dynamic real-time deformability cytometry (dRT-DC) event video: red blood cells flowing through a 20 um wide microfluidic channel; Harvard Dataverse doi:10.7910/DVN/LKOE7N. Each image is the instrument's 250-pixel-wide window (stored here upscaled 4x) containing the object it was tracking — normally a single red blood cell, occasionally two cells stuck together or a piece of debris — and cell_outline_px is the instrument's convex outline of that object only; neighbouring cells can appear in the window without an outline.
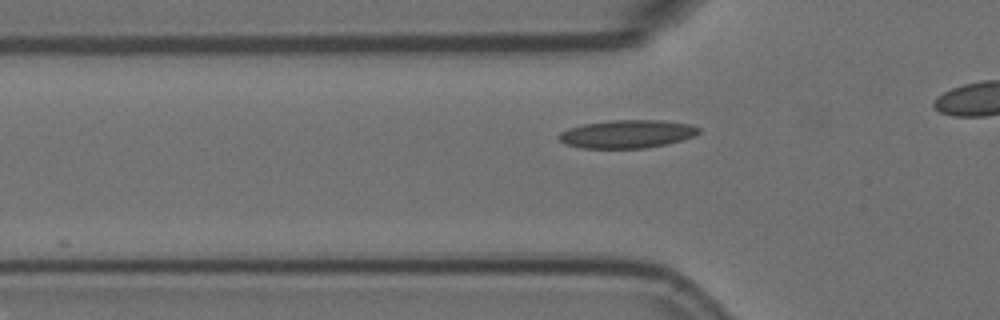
{"species": "Egyptian fruit bat (a non-hibernating species)", "species_latin": "Rousettus aegyptiacus", "temperature_condition": "room temperature", "stored_images_in_passage": 8, "camera_frame_rate_fps": 3000, "um_per_image_px": 0.085, "animal": {"sex": "female"}, "frame": {"image": 1, "passage_image": 2, "time_ms": 0.333, "image_size_px": [1000, 320], "cell_outline_px": [[700, 132], [692, 136], [668, 144], [644, 148], [580, 148], [564, 144], [556, 136], [560, 132], [568, 128], [584, 124], [612, 120], [660, 120], [692, 124], [700, 128]], "centroid_in_image_um": [53.28, 11.39], "position_along_channel_um": 72.5, "area_um2": 23.0}}
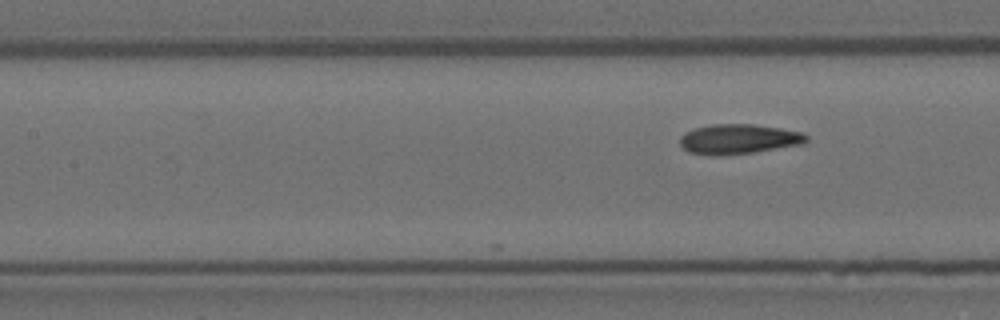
{"frame": {"image": 2, "passage_image": 8, "time_ms": 2.333, "image_size_px": [1000, 320], "cell_outline_px": [[808, 140], [800, 144], [752, 152], [716, 156], [712, 156], [688, 152], [680, 144], [680, 136], [684, 132], [696, 128], [712, 124], [756, 124], [780, 128], [800, 132], [808, 136]], "centroid_in_image_um": [62.73, 11.81], "position_along_channel_um": 144.7, "area_um2": 21.85}}